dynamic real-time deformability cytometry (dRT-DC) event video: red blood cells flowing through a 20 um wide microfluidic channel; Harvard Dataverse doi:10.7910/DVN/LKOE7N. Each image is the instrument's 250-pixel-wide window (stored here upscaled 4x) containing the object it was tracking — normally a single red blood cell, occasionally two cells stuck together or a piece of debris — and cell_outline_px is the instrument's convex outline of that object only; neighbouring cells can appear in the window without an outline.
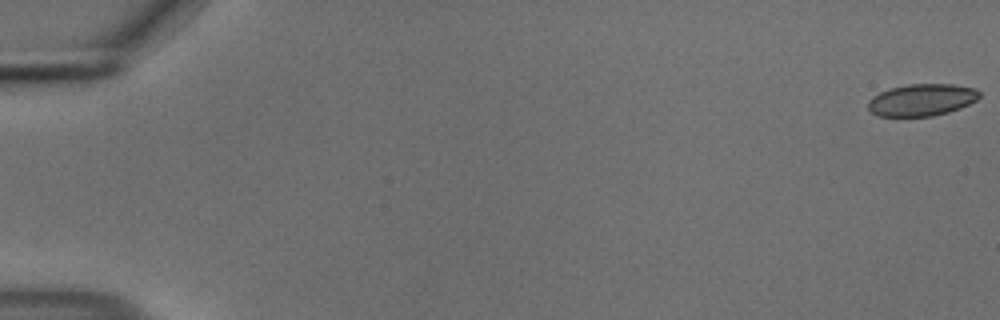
{"species": "common noctule bat (a hibernating species)", "species_latin": "Nyctalus noctula", "temperature_condition": "cold", "stored_images_in_passage": 11, "camera_frame_rate_fps": 3000, "um_per_image_px": 0.085, "animal": {"sex": "male", "body_mass_g": 18.8}, "frame": {"image": 1, "passage_image": 1, "time_ms": 0.0, "image_size_px": [1000, 320], "cell_outline_px": [[980, 96], [976, 100], [960, 108], [948, 112], [932, 116], [880, 116], [872, 112], [868, 108], [868, 100], [872, 96], [880, 92], [892, 88], [908, 84], [952, 84], [976, 88], [980, 92]], "centroid_in_image_um": [78.36, 8.48], "position_along_channel_um": 6.6, "area_um2": 20.69}}